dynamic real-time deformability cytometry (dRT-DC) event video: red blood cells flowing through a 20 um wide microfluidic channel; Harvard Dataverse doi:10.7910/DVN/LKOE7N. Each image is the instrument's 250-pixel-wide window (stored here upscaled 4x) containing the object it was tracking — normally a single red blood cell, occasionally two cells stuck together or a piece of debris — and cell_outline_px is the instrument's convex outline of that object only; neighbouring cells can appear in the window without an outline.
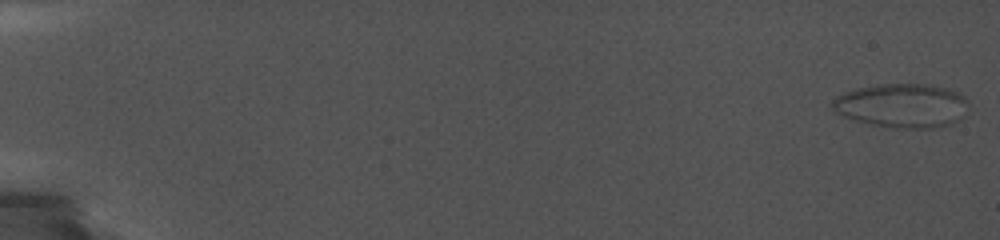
{"species": "common noctule bat (a hibernating species)", "species_latin": "Nyctalus noctula", "temperature_condition": "cold", "stored_images_in_passage": 9, "camera_frame_rate_fps": 5000, "um_per_image_px": 0.085, "animal": {"sex": "female", "body_mass_g": 19.0, "forearm_length_mm": 56.7}, "frame": {"image": 1, "passage_image": 2, "time_ms": 0.4, "image_size_px": [1000, 240], "cell_outline_px": [[964, 100], [952, 120], [944, 124], [932, 128], [892, 128], [872, 124], [856, 120], [840, 112], [832, 104], [832, 100], [848, 92], [860, 88], [888, 84], [916, 84], [940, 88], [952, 92], [960, 96]], "centroid_in_image_um": [76.52, 8.98], "position_along_channel_um": 8.5, "area_um2": 32.19}}